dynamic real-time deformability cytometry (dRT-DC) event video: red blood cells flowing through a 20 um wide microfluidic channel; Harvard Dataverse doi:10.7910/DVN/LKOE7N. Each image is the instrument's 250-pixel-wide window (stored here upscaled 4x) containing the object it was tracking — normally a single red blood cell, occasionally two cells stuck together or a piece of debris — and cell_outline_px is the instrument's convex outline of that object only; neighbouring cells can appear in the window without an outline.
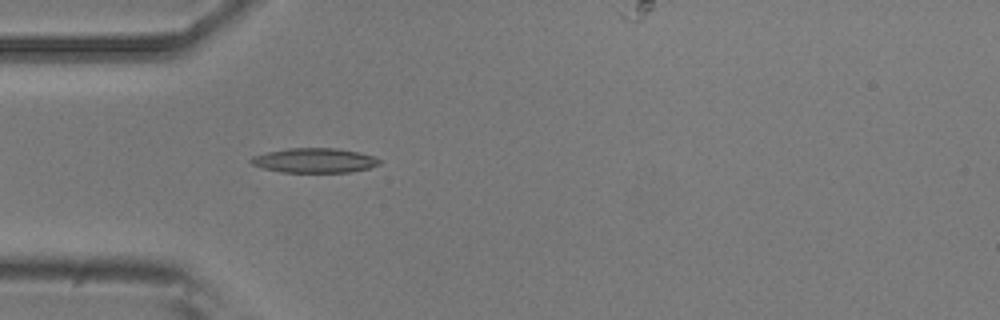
{"species": "common noctule bat (a hibernating species)", "species_latin": "Nyctalus noctula", "temperature_condition": "room temperature", "stored_images_in_passage": 4, "camera_frame_rate_fps": 3000, "um_per_image_px": 0.085, "animal": {"sex": "male", "body_mass_g": 20.5, "forearm_length_mm": 52.5}, "frame": {"image": 1, "passage_image": 4, "time_ms": 3.333, "image_size_px": [1000, 320], "cell_outline_px": [[380, 164], [368, 168], [348, 172], [284, 172], [264, 168], [252, 164], [248, 160], [252, 156], [268, 152], [288, 148], [336, 148], [360, 152], [372, 156], [380, 160]], "centroid_in_image_um": [26.72, 13.63], "position_along_channel_um": 58.3, "area_um2": 18.26}}